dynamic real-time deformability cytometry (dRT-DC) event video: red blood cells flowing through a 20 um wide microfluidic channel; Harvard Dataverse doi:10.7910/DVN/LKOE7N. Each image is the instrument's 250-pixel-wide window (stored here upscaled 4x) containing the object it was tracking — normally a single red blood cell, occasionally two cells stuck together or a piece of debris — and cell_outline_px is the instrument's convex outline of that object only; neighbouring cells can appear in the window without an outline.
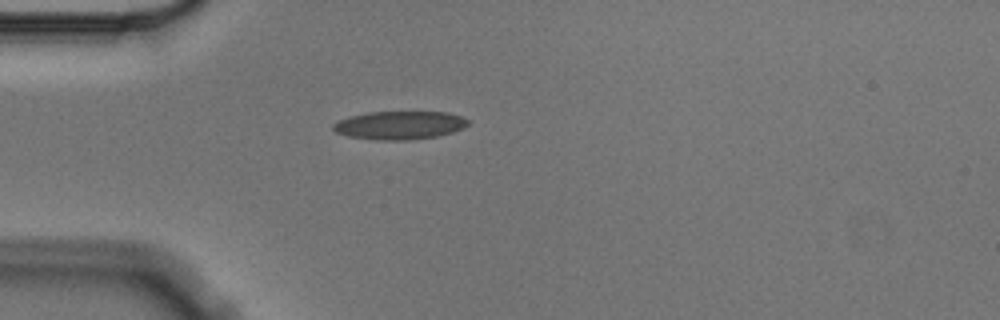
{"species": "Egyptian fruit bat (a non-hibernating species)", "species_latin": "Rousettus aegyptiacus", "temperature_condition": "cold", "stored_images_in_passage": 2, "camera_frame_rate_fps": 3000, "um_per_image_px": 0.085, "animal": {"sex": "male"}, "frame": {"image": 1, "passage_image": 2, "time_ms": 0.333, "image_size_px": [1000, 320], "cell_outline_px": [[468, 124], [464, 128], [452, 132], [436, 136], [412, 140], [376, 140], [348, 136], [336, 132], [332, 128], [332, 124], [348, 116], [368, 112], [448, 112], [460, 116], [468, 120]], "centroid_in_image_um": [33.95, 10.64], "position_along_channel_um": 51.1, "area_um2": 22.25}}